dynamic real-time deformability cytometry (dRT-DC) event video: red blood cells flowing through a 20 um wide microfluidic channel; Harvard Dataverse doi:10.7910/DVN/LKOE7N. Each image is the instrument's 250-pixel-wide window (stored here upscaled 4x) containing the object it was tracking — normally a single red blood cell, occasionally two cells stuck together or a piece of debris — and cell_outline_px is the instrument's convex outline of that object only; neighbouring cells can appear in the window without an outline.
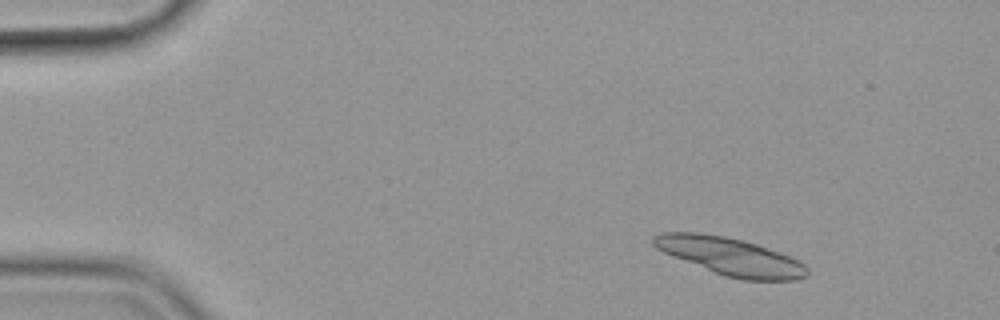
{"species": "common noctule bat (a hibernating species)", "species_latin": "Nyctalus noctula", "temperature_condition": "cold", "stored_images_in_passage": 49, "segment_of_instrument_passage": [1, 2], "camera_frame_rate_fps": 3000, "um_per_image_px": 0.085, "animal": {"sex": "female", "body_mass_g": 19.9}, "frame": {"image": 1, "passage_image": 1, "time_ms": 0.0, "image_size_px": [1000, 320], "cell_outline_px": [[808, 276], [796, 280], [744, 280], [724, 276], [672, 256], [656, 248], [652, 244], [652, 236], [660, 232], [700, 232], [724, 236], [744, 240], [780, 252], [800, 260], [808, 268]], "centroid_in_image_um": [62.08, 21.79], "position_along_channel_um": 22.9, "area_um2": 33.87}}